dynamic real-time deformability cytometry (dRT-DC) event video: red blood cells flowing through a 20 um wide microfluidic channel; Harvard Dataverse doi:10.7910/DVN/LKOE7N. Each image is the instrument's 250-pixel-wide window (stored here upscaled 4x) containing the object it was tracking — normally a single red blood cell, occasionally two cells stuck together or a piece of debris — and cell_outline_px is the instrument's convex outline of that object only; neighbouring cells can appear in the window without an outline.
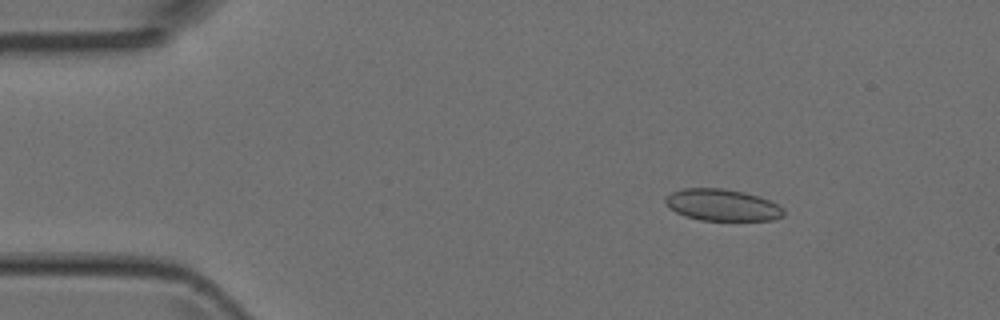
{"species": "Egyptian fruit bat (a non-hibernating species)", "species_latin": "Rousettus aegyptiacus", "temperature_condition": "room temperature", "stored_images_in_passage": 4, "camera_frame_rate_fps": 3000, "um_per_image_px": 0.085, "animal": {"sex": "female"}, "frame": {"image": 1, "passage_image": 2, "time_ms": 1.0, "image_size_px": [1000, 320], "cell_outline_px": [[784, 216], [772, 220], [700, 220], [684, 216], [668, 208], [664, 200], [672, 192], [684, 188], [720, 188], [744, 192], [760, 196], [784, 208]], "centroid_in_image_um": [61.39, 17.43], "position_along_channel_um": 23.6, "area_um2": 21.85}}
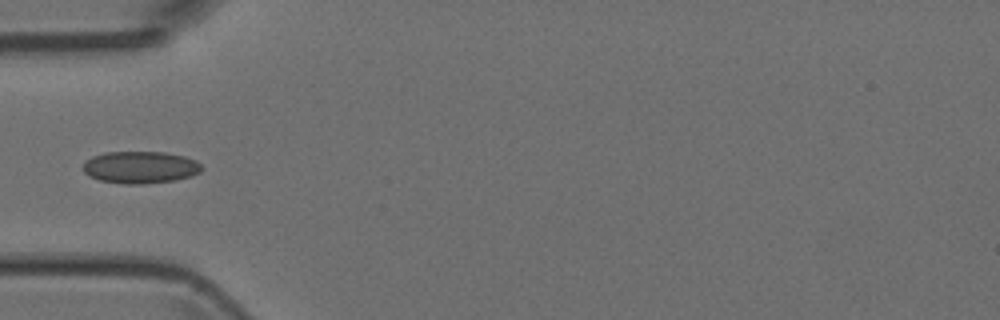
{"frame": {"image": 2, "passage_image": 4, "time_ms": 4.0, "image_size_px": [1000, 320], "cell_outline_px": [[204, 168], [200, 172], [192, 176], [176, 180], [144, 184], [124, 184], [100, 180], [88, 176], [84, 172], [84, 164], [92, 156], [104, 152], [164, 152], [184, 156], [196, 160]], "centroid_in_image_um": [11.95, 14.22], "position_along_channel_um": 73.0, "area_um2": 22.31}}